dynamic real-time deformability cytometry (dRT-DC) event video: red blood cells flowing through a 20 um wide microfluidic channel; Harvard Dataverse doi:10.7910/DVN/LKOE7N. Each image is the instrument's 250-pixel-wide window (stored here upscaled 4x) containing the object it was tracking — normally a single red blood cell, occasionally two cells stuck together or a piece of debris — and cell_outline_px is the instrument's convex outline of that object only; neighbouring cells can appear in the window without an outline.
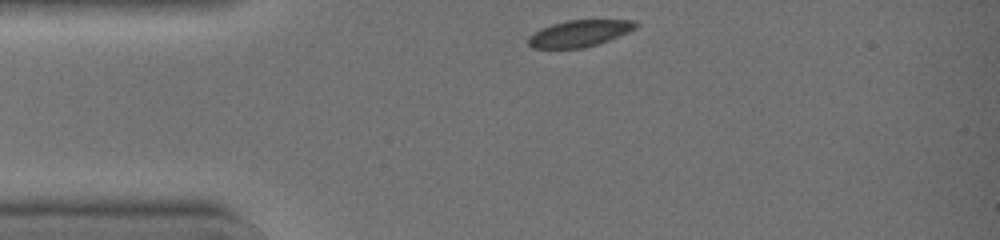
{"species": "common noctule bat (a hibernating species)", "species_latin": "Nyctalus noctula", "temperature_condition": "warm", "stored_images_in_passage": 30, "camera_frame_rate_fps": 3000, "um_per_image_px": 0.085, "animal": {"sex": "female", "body_mass_g": 19.0, "forearm_length_mm": 51.5}, "frame": {"image": 1, "passage_image": 1, "time_ms": 0.0, "image_size_px": [1000, 240], "cell_outline_px": [[640, 24], [636, 28], [628, 32], [608, 40], [584, 48], [532, 48], [528, 44], [528, 36], [540, 28], [552, 24], [568, 20], [636, 20]], "centroid_in_image_um": [49.24, 2.83], "position_along_channel_um": 35.8, "area_um2": 16.65}}
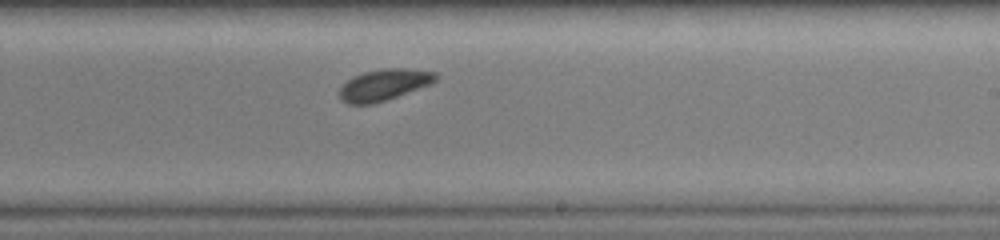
{"frame": {"image": 2, "passage_image": 18, "time_ms": 5.667, "image_size_px": [1000, 240], "cell_outline_px": [[440, 76], [432, 84], [372, 104], [348, 104], [340, 100], [340, 88], [352, 76], [364, 72], [380, 68], [408, 68], [436, 72]], "centroid_in_image_um": [32.66, 7.19], "position_along_channel_um": 256.3, "area_um2": 17.63}}
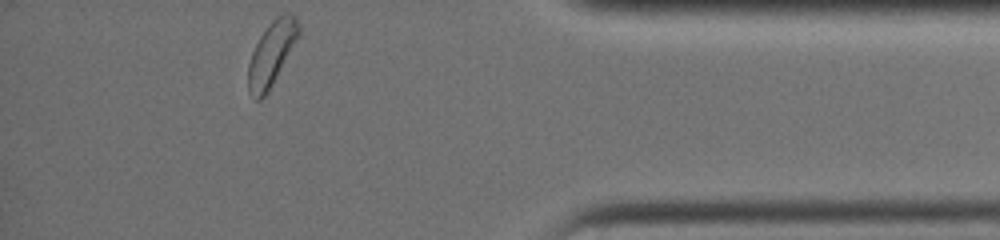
{"frame": {"image": 3, "passage_image": 30, "time_ms": 9.667, "image_size_px": [1000, 240], "cell_outline_px": [[300, 36], [268, 92], [260, 100], [256, 100], [248, 92], [248, 64], [252, 52], [260, 36], [268, 24], [276, 16], [284, 12], [292, 12], [296, 16], [300, 28]], "centroid_in_image_um": [23.11, 4.52], "position_along_channel_um": 412.1, "area_um2": 19.13}, "authors_computed_cell_mechanics": {"area_um2": 17.9758, "velocity_mm_per_s": 4.4416, "shape_relaxation_time_tau1_ms": 2.296, "shape_relaxation_time_tau2_ms": null, "deformation_change_tau1": 0.0763, "deformation_change_tau2": null}}